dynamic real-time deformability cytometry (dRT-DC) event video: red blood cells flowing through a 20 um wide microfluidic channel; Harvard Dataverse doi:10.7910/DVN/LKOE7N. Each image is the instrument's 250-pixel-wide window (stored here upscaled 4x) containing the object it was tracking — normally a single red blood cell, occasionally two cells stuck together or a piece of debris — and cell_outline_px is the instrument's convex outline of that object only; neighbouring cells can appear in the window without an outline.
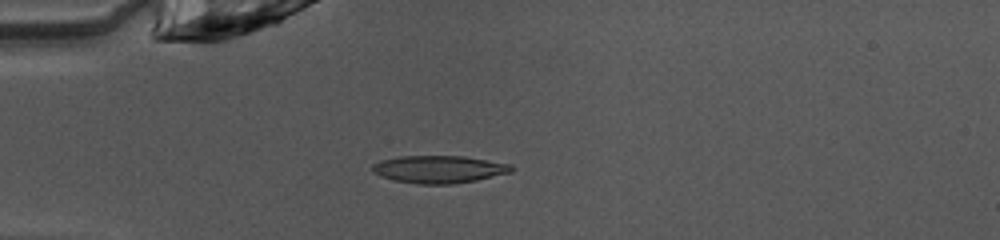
{"species": "common noctule bat (a hibernating species)", "species_latin": "Nyctalus noctula", "temperature_condition": "warm", "stored_images_in_passage": 42, "camera_frame_rate_fps": 3000, "um_per_image_px": 0.085, "animal": {"sex": "female", "body_mass_g": 10.0, "forearm_length_mm": 53.1}, "frame": {"image": 1, "passage_image": 6, "time_ms": 1.667, "image_size_px": [1000, 240], "cell_outline_px": [[516, 168], [512, 172], [476, 180], [452, 184], [420, 184], [392, 180], [380, 176], [372, 172], [372, 164], [380, 160], [400, 156], [464, 156], [512, 164]], "centroid_in_image_um": [37.32, 14.38], "position_along_channel_um": 47.7, "area_um2": 22.48}}
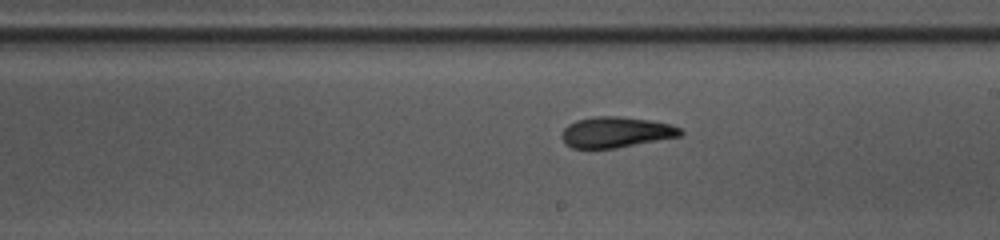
{"frame": {"image": 2, "passage_image": 21, "time_ms": 6.667, "image_size_px": [1000, 240], "cell_outline_px": [[684, 132], [680, 136], [616, 148], [572, 148], [560, 136], [564, 128], [568, 124], [576, 120], [592, 116], [620, 116], [648, 120], [672, 124], [680, 128]], "centroid_in_image_um": [52.36, 11.22], "position_along_channel_um": 236.6, "area_um2": 21.21}}
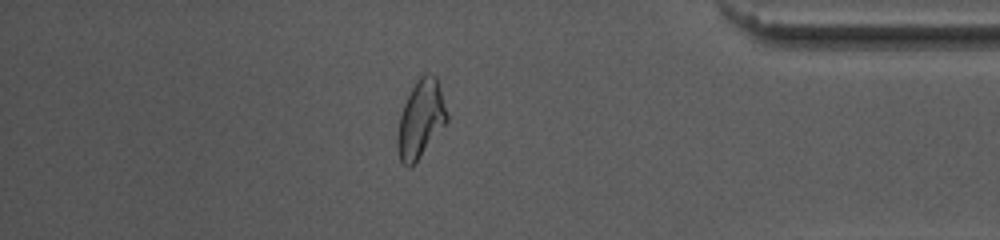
{"frame": {"image": 3, "passage_image": 35, "time_ms": 11.333, "image_size_px": [1000, 240], "cell_outline_px": [[448, 120], [416, 160], [408, 168], [400, 160], [396, 144], [396, 140], [400, 116], [404, 104], [416, 80], [424, 72], [428, 72], [436, 76], [448, 116]], "centroid_in_image_um": [35.74, 10.08], "position_along_channel_um": 399.5, "area_um2": 21.79}, "authors_computed_cell_mechanics": {"area_um2": 21.7906, "velocity_mm_per_s": 4.0652, "shape_relaxation_time_tau1_ms": 6.1122, "shape_relaxation_time_tau2_ms": 1.9914, "deformation_change_tau1": 0.1944, "deformation_change_tau2": 0.0902}}